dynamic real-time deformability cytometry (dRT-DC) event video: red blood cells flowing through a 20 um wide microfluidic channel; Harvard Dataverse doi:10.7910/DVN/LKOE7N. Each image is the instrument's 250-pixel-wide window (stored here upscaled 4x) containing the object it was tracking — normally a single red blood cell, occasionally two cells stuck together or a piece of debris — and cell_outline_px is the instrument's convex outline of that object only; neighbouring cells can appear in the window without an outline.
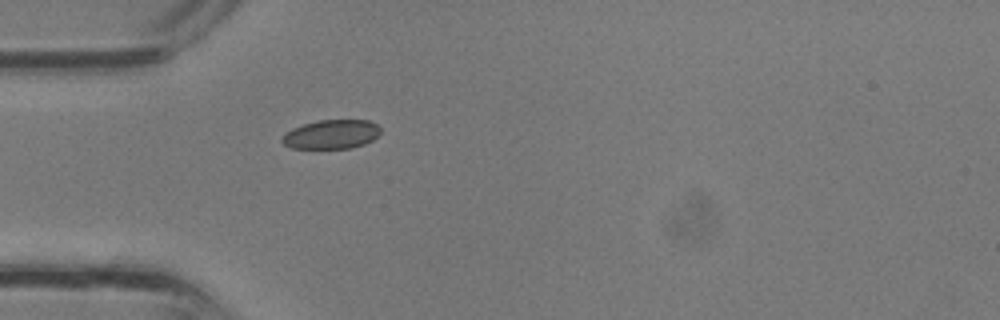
{"species": "common noctule bat (a hibernating species)", "species_latin": "Nyctalus noctula", "temperature_condition": "room temperature", "stored_images_in_passage": 25, "camera_frame_rate_fps": 3000, "um_per_image_px": 0.085, "animal": {"sex": "male", "body_mass_g": 13.3}, "frame": {"image": 1, "passage_image": 1, "time_ms": 0.0, "image_size_px": [1000, 320], "cell_outline_px": [[380, 132], [372, 140], [364, 144], [352, 148], [292, 148], [284, 144], [280, 140], [284, 132], [292, 128], [304, 124], [320, 120], [368, 120], [376, 124], [380, 128]], "centroid_in_image_um": [28.14, 11.42], "position_along_channel_um": 56.9, "area_um2": 16.65}}
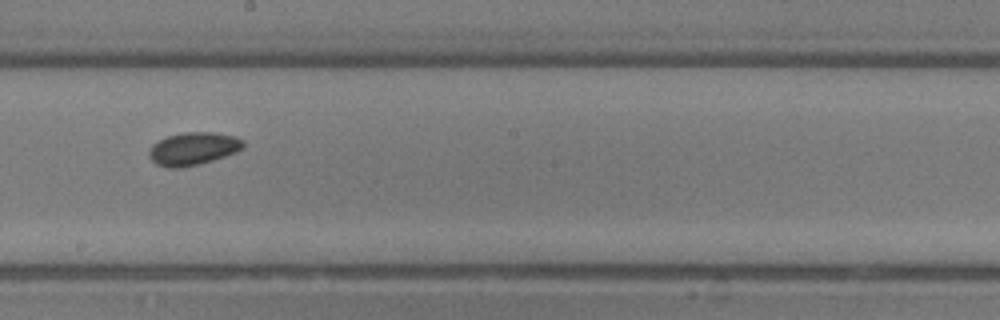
{"frame": {"image": 2, "passage_image": 10, "time_ms": 3.0, "image_size_px": [1000, 320], "cell_outline_px": [[244, 148], [236, 152], [212, 160], [196, 164], [176, 168], [168, 168], [156, 164], [148, 156], [148, 152], [152, 144], [168, 136], [184, 132], [216, 132], [236, 136], [244, 140]], "centroid_in_image_um": [16.43, 12.62], "position_along_channel_um": 231.8, "area_um2": 17.98}}
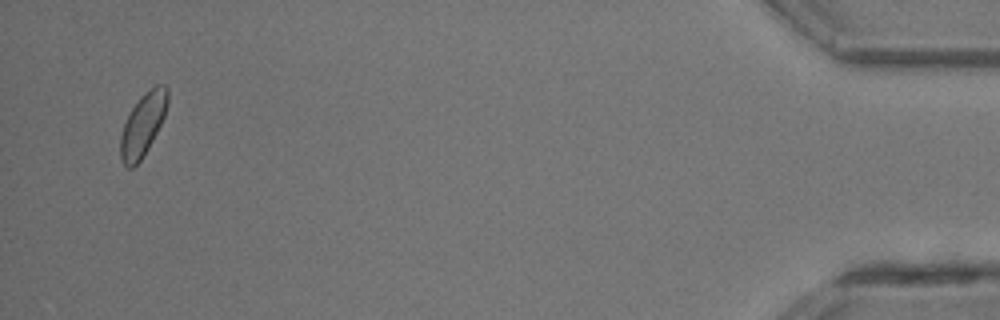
{"frame": {"image": 3, "passage_image": 24, "time_ms": 7.667, "image_size_px": [1000, 320], "cell_outline_px": [[168, 104], [164, 116], [148, 148], [140, 160], [132, 168], [128, 168], [120, 160], [120, 136], [124, 124], [132, 108], [140, 96], [144, 92], [156, 84], [164, 84], [168, 88]], "centroid_in_image_um": [12.14, 10.56], "position_along_channel_um": 423.1, "area_um2": 17.11}}